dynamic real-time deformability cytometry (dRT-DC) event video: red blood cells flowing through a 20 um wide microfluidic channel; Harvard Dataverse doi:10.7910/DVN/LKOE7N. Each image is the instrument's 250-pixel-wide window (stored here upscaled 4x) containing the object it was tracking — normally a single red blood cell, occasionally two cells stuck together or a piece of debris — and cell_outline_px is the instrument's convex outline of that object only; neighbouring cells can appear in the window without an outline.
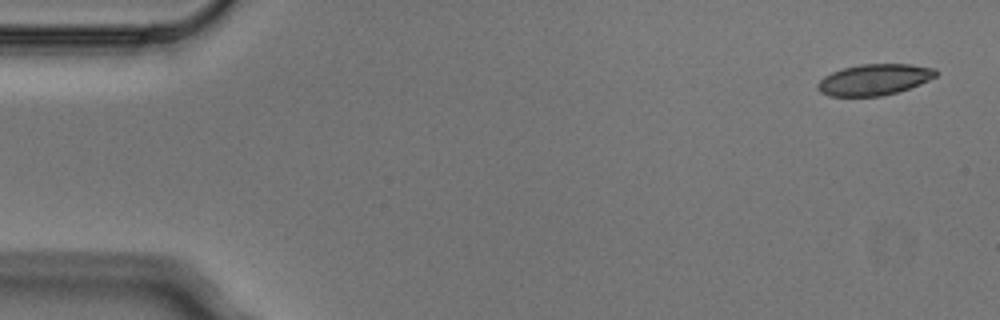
{"species": "Egyptian fruit bat (a non-hibernating species)", "species_latin": "Rousettus aegyptiacus", "temperature_condition": "cold", "stored_images_in_passage": 4, "camera_frame_rate_fps": 3000, "um_per_image_px": 0.085, "animal": {"sex": "male"}, "frame": {"image": 1, "passage_image": 1, "time_ms": 0.0, "image_size_px": [1000, 320], "cell_outline_px": [[940, 72], [936, 76], [920, 84], [896, 92], [880, 96], [828, 96], [820, 92], [816, 88], [816, 84], [824, 76], [832, 72], [844, 68], [860, 64], [912, 64], [936, 68]], "centroid_in_image_um": [74.32, 6.76], "position_along_channel_um": 10.7, "area_um2": 21.5}}
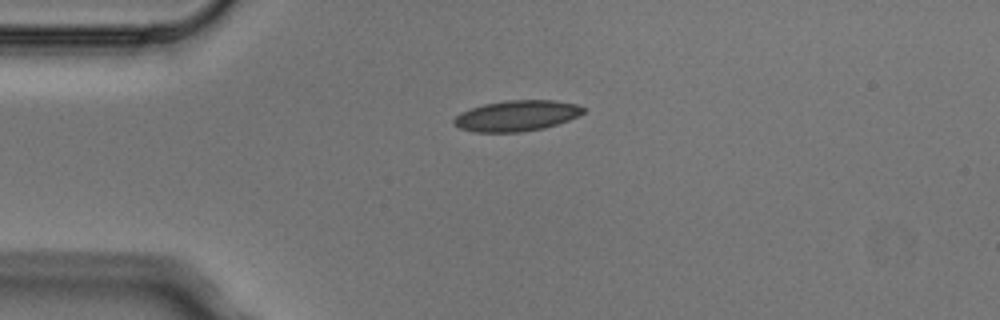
{"frame": {"image": 2, "passage_image": 3, "time_ms": 0.667, "image_size_px": [1000, 320], "cell_outline_px": [[584, 112], [580, 116], [544, 128], [520, 132], [476, 132], [460, 128], [452, 124], [452, 120], [460, 112], [484, 104], [508, 100], [556, 100], [576, 104], [584, 108]], "centroid_in_image_um": [43.91, 9.84], "position_along_channel_um": 41.1, "area_um2": 23.18}}